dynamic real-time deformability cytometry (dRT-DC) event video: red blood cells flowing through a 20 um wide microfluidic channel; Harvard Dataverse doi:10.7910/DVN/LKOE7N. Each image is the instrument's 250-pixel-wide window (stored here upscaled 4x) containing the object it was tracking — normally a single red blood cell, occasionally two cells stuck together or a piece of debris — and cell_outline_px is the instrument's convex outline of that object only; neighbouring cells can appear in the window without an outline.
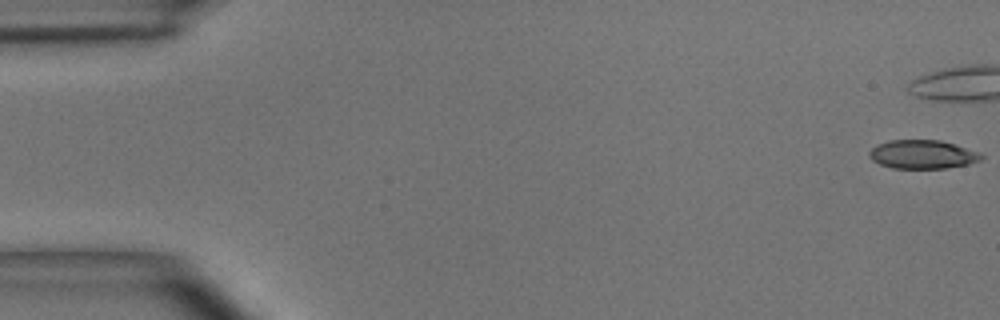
{"species": "common noctule bat (a hibernating species)", "species_latin": "Nyctalus noctula", "temperature_condition": "room temperature", "stored_images_in_passage": 39, "camera_frame_rate_fps": 3000, "um_per_image_px": 0.085, "animal": {"sex": "male", "body_mass_g": 15.6}, "frame": {"image": 1, "passage_image": 1, "time_ms": 0.0, "image_size_px": [1000, 320], "cell_outline_px": [[984, 156], [980, 160], [968, 164], [948, 168], [892, 168], [880, 164], [872, 160], [868, 156], [868, 152], [872, 148], [888, 140], [940, 140], [980, 152]], "centroid_in_image_um": [78.41, 13.12], "position_along_channel_um": 6.6, "area_um2": 18.67}}